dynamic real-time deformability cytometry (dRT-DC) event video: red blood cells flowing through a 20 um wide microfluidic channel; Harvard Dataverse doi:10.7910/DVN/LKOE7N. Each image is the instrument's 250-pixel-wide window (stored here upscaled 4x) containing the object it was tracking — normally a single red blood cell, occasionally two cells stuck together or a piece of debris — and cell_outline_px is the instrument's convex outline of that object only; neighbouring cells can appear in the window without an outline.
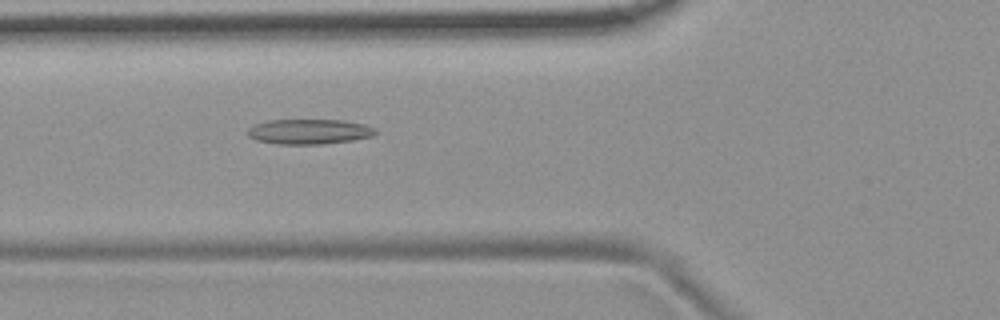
{"species": "common noctule bat (a hibernating species)", "species_latin": "Nyctalus noctula", "temperature_condition": "room temperature", "stored_images_in_passage": 53, "camera_frame_rate_fps": 3000, "um_per_image_px": 0.085, "animal": {"sex": "female", "body_mass_g": 19.9}, "frame": {"image": 1, "passage_image": 20, "time_ms": 6.333, "image_size_px": [1000, 320], "cell_outline_px": [[376, 132], [372, 136], [352, 140], [324, 144], [276, 144], [256, 140], [248, 136], [248, 128], [256, 124], [268, 120], [344, 120], [364, 124], [376, 128]], "centroid_in_image_um": [26.28, 11.19], "position_along_channel_um": 99.5, "area_um2": 18.67}}
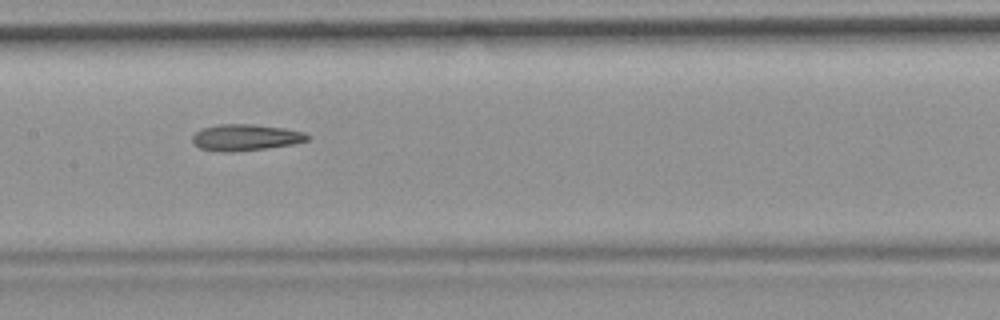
{"frame": {"image": 2, "passage_image": 27, "time_ms": 8.667, "image_size_px": [1000, 320], "cell_outline_px": [[308, 140], [292, 144], [264, 148], [232, 152], [220, 152], [200, 148], [192, 140], [192, 136], [196, 132], [204, 128], [220, 124], [252, 124], [284, 128], [304, 132], [308, 136]], "centroid_in_image_um": [20.85, 11.68], "position_along_channel_um": 186.5, "area_um2": 17.4}}
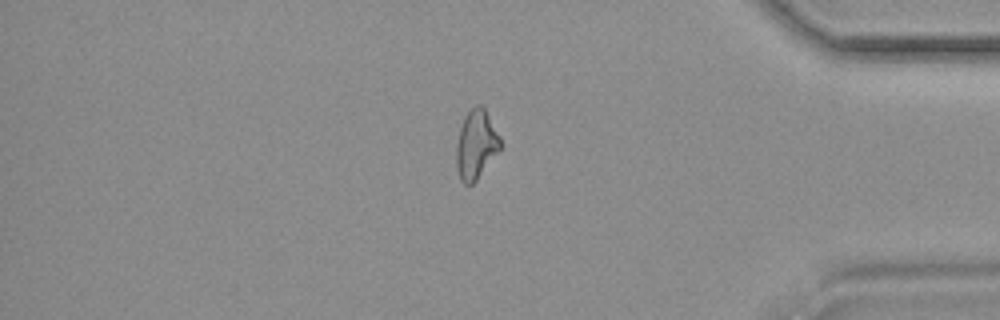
{"frame": {"image": 3, "passage_image": 46, "time_ms": 15.0, "image_size_px": [1000, 320], "cell_outline_px": [[500, 148], [476, 180], [472, 184], [464, 184], [460, 180], [456, 164], [456, 144], [460, 128], [464, 116], [476, 104], [480, 104], [484, 108], [500, 136]], "centroid_in_image_um": [40.44, 12.27], "position_along_channel_um": 394.8, "area_um2": 17.4}}